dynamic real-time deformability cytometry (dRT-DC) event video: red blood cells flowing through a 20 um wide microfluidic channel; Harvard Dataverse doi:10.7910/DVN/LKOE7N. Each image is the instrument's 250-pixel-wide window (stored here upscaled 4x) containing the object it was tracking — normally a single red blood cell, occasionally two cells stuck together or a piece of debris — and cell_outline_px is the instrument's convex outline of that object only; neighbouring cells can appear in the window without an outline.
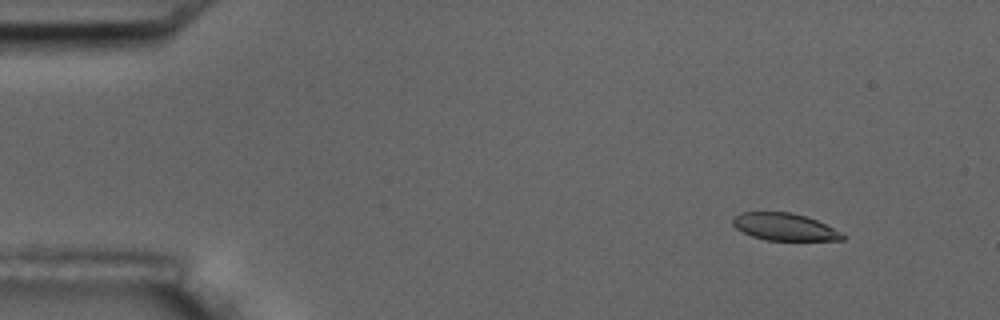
{"species": "common noctule bat (a hibernating species)", "species_latin": "Nyctalus noctula", "temperature_condition": "room temperature", "stored_images_in_passage": 5, "camera_frame_rate_fps": 3000, "um_per_image_px": 0.085, "animal": {"sex": "male", "body_mass_g": 17.5, "forearm_length_mm": 52.3}, "frame": {"image": 1, "passage_image": 2, "time_ms": 1.0, "image_size_px": [1000, 320], "cell_outline_px": [[844, 240], [768, 240], [752, 236], [736, 228], [732, 224], [732, 216], [740, 212], [792, 212], [816, 220], [844, 232]], "centroid_in_image_um": [66.68, 19.27], "position_along_channel_um": 18.3, "area_um2": 17.46}}
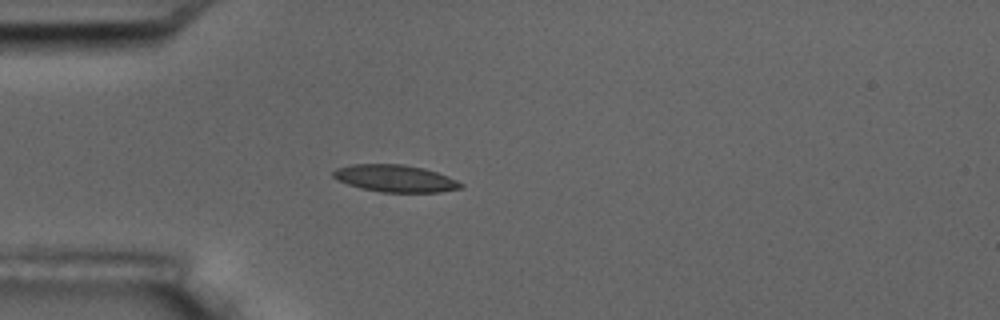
{"frame": {"image": 2, "passage_image": 4, "time_ms": 4.333, "image_size_px": [1000, 320], "cell_outline_px": [[464, 184], [460, 188], [440, 192], [380, 192], [360, 188], [336, 180], [332, 176], [332, 172], [336, 168], [352, 164], [404, 164], [424, 168], [448, 176]], "centroid_in_image_um": [33.56, 15.16], "position_along_channel_um": 51.4, "area_um2": 20.23}}